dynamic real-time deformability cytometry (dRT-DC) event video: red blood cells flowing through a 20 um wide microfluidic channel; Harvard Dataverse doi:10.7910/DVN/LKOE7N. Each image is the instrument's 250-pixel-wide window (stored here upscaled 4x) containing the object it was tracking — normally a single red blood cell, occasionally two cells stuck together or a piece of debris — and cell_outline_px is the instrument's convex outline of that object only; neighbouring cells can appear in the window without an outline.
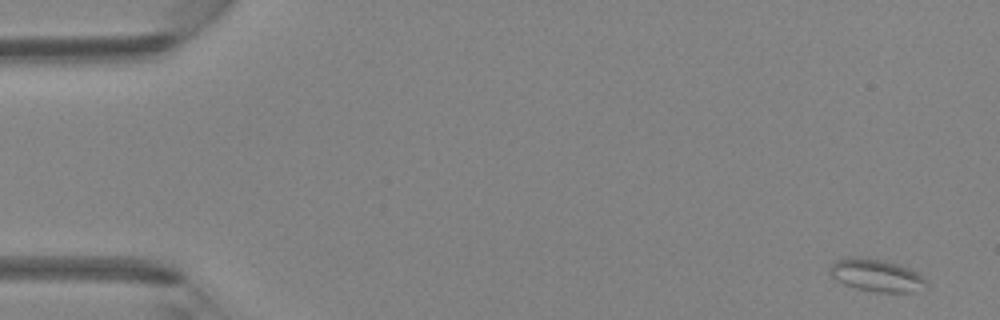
{"species": "Egyptian fruit bat (a non-hibernating species)", "species_latin": "Rousettus aegyptiacus", "temperature_condition": "room temperature", "stored_images_in_passage": 5, "camera_frame_rate_fps": 3000, "um_per_image_px": 0.085, "animal": {"sex": "female"}, "frame": {"image": 1, "passage_image": 1, "time_ms": 0.0, "image_size_px": [1000, 320], "cell_outline_px": [[928, 284], [912, 292], [876, 292], [856, 288], [844, 284], [836, 280], [828, 272], [828, 268], [836, 260], [848, 256], [856, 256], [884, 260], [908, 268], [916, 272]], "centroid_in_image_um": [74.41, 23.39], "position_along_channel_um": 10.6, "area_um2": 18.09}}